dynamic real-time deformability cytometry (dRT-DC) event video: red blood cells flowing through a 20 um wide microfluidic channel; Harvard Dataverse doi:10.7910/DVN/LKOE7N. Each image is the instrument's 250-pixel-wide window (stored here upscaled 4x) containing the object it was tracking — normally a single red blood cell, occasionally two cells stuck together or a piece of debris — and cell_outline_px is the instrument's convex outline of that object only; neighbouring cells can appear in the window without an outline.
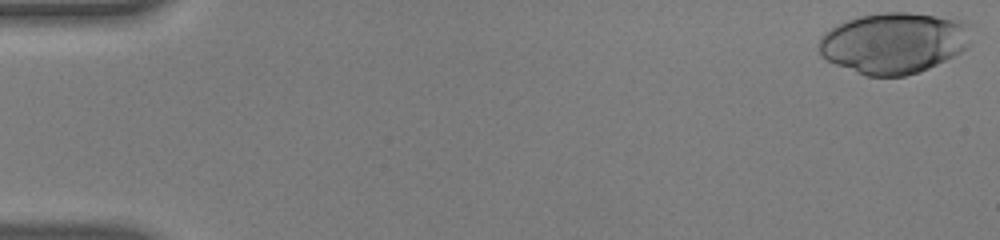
{"species": "human", "species_latin": "Homo sapiens", "temperature_condition": "warm", "stored_images_in_passage": 54, "camera_frame_rate_fps": 3000, "um_per_image_px": 0.085, "donor": {"sex": "male"}, "frame": {"image": 1, "passage_image": 1, "time_ms": 0.0, "image_size_px": [1000, 240], "cell_outline_px": [[972, 44], [968, 48], [928, 68], [904, 76], [868, 76], [836, 64], [828, 60], [820, 52], [816, 44], [820, 36], [824, 32], [848, 20], [860, 16], [884, 12], [904, 12], [936, 16], [964, 20], [968, 24]], "centroid_in_image_um": [76.0, 3.64], "position_along_channel_um": 9.0, "area_um2": 53.87}}
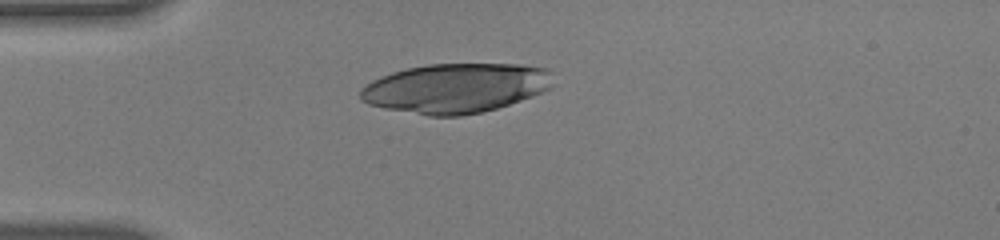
{"frame": {"image": 2, "passage_image": 15, "time_ms": 4.667, "image_size_px": [1000, 240], "cell_outline_px": [[556, 84], [552, 88], [532, 96], [496, 108], [480, 112], [460, 116], [428, 116], [384, 108], [368, 104], [360, 100], [360, 88], [372, 80], [380, 76], [392, 72], [408, 68], [428, 64], [520, 64], [548, 68]], "centroid_in_image_um": [38.74, 7.48], "position_along_channel_um": 46.3, "area_um2": 55.95}}